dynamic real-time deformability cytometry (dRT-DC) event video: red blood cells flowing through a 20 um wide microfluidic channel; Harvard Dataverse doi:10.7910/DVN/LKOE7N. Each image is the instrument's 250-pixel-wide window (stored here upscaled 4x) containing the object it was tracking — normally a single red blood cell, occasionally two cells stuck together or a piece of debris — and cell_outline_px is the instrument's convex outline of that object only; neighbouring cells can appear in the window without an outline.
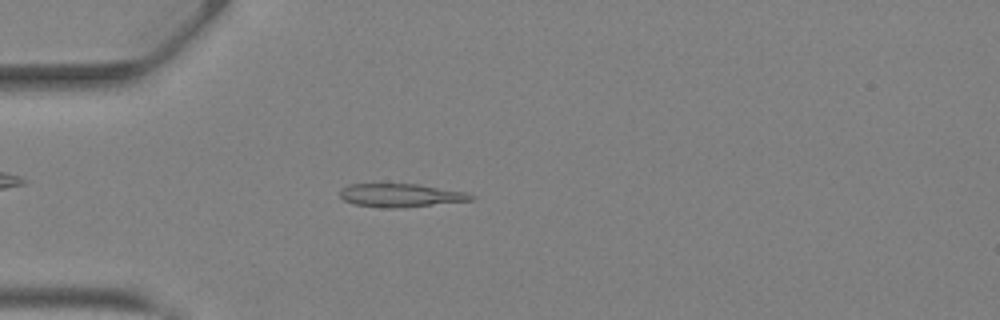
{"species": "Egyptian fruit bat (a non-hibernating species)", "species_latin": "Rousettus aegyptiacus", "temperature_condition": "warm", "stored_images_in_passage": 42, "camera_frame_rate_fps": 3000, "um_per_image_px": 0.085, "animal": {"sex": "female"}, "frame": {"image": 1, "passage_image": 12, "time_ms": 3.667, "image_size_px": [1000, 320], "cell_outline_px": [[476, 200], [396, 208], [388, 208], [352, 204], [344, 200], [340, 196], [340, 188], [352, 184], [420, 184], [468, 192], [476, 196]], "centroid_in_image_um": [34.11, 16.6], "position_along_channel_um": 50.9, "area_um2": 17.98}}
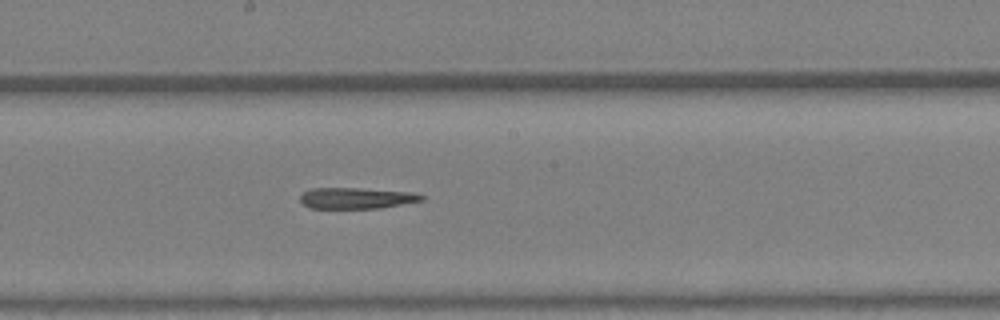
{"frame": {"image": 2, "passage_image": 23, "time_ms": 7.333, "image_size_px": [1000, 320], "cell_outline_px": [[424, 200], [380, 208], [308, 208], [300, 200], [300, 196], [304, 192], [312, 188], [356, 188], [416, 192], [424, 196]], "centroid_in_image_um": [30.32, 16.84], "position_along_channel_um": 217.9, "area_um2": 14.91}}
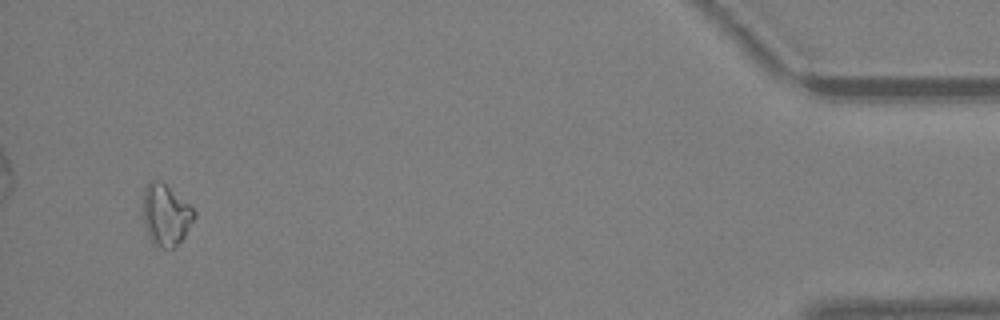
{"frame": {"image": 3, "passage_image": 40, "time_ms": 13.0, "image_size_px": [1000, 320], "cell_outline_px": [[196, 216], [184, 236], [172, 248], [160, 248], [152, 244], [148, 236], [144, 224], [144, 188], [152, 180], [160, 180], [188, 204], [196, 212]], "centroid_in_image_um": [14.08, 18.29], "position_along_channel_um": 421.1, "area_um2": 17.98}, "authors_computed_cell_mechanics": {"area_um2": 16.5308, "velocity_mm_per_s": 4.9219, "shape_relaxation_time_tau1_ms": 8.8203, "shape_relaxation_time_tau2_ms": null, "deformation_change_tau1": 0.2028, "deformation_change_tau2": null}}